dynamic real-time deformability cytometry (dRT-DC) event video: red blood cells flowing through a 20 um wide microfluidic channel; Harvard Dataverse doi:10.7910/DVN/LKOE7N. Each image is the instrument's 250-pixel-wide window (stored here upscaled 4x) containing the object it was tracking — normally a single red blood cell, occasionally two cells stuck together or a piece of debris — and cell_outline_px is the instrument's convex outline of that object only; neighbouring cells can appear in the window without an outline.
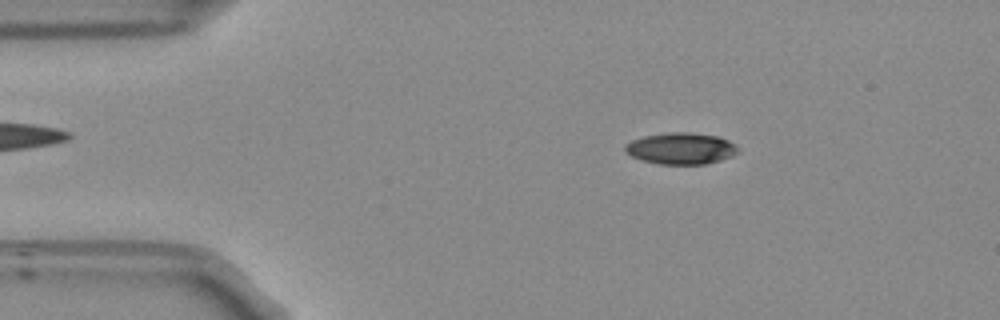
{"species": "Egyptian fruit bat (a non-hibernating species)", "species_latin": "Rousettus aegyptiacus", "temperature_condition": "room temperature", "stored_images_in_passage": 48, "camera_frame_rate_fps": 3000, "um_per_image_px": 0.085, "frame": {"image": 1, "passage_image": 4, "time_ms": 1.0, "image_size_px": [1000, 320], "cell_outline_px": [[736, 152], [732, 156], [720, 160], [704, 164], [660, 164], [644, 160], [632, 156], [624, 152], [624, 144], [632, 140], [644, 136], [668, 132], [688, 132], [720, 136], [736, 144]], "centroid_in_image_um": [57.86, 12.6], "position_along_channel_um": 27.1, "area_um2": 20.69}}
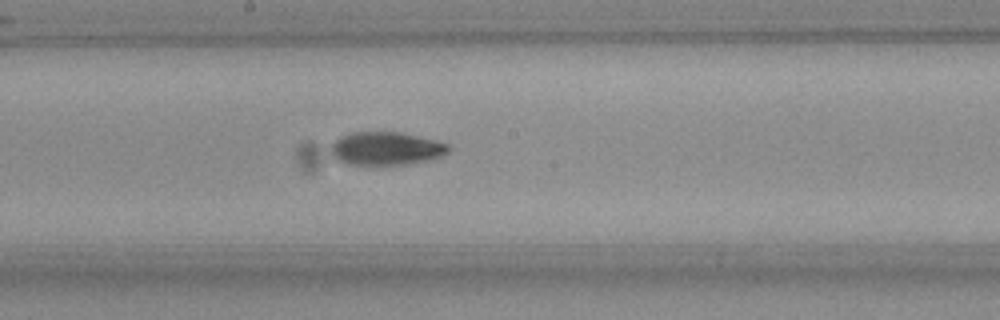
{"frame": {"image": 2, "passage_image": 23, "time_ms": 7.333, "image_size_px": [1000, 320], "cell_outline_px": [[452, 148], [448, 152], [432, 160], [408, 164], [352, 164], [336, 160], [332, 156], [332, 144], [336, 140], [352, 132], [404, 132], [436, 140], [448, 144]], "centroid_in_image_um": [32.89, 12.62], "position_along_channel_um": 215.3, "area_um2": 22.72}}
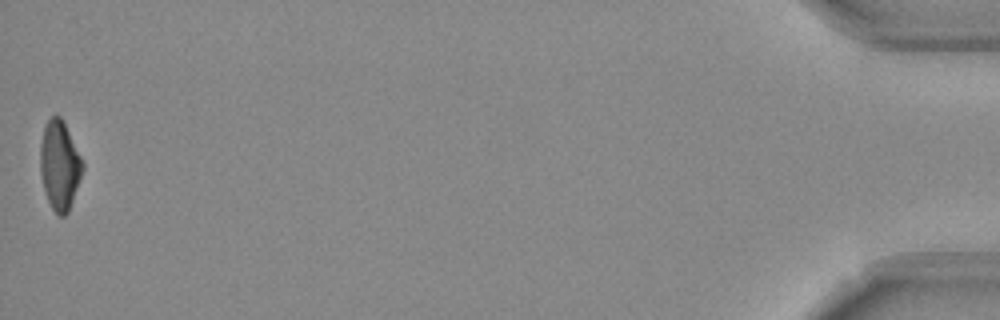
{"frame": {"image": 3, "passage_image": 48, "time_ms": 15.667, "image_size_px": [1000, 320], "cell_outline_px": [[84, 168], [68, 212], [64, 216], [60, 216], [52, 208], [48, 200], [44, 188], [40, 172], [40, 144], [44, 124], [56, 112], [60, 116], [84, 160]], "centroid_in_image_um": [5.07, 14.0], "position_along_channel_um": 430.1, "area_um2": 22.02}, "authors_computed_cell_mechanics": {"area_um2": 22.1663, "velocity_mm_per_s": 3.8082, "shape_relaxation_time_tau1_ms": 4.8944, "shape_relaxation_time_tau2_ms": 8.5304, "deformation_change_tau1": 0.169, "deformation_change_tau2": 0.165}}